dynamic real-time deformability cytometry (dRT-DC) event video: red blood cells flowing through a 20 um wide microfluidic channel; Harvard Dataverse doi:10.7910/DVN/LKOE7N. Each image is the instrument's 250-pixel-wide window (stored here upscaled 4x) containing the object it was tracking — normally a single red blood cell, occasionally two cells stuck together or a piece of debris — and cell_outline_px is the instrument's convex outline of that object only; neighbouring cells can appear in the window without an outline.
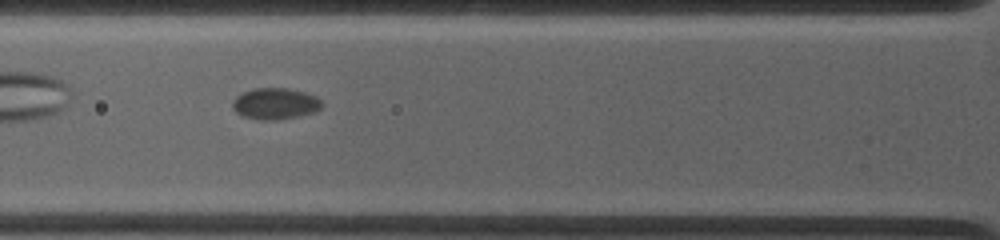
{"species": "common noctule bat (a hibernating species)", "species_latin": "Nyctalus noctula", "temperature_condition": "warm", "stored_images_in_passage": 41, "camera_frame_rate_fps": 4500, "um_per_image_px": 0.085, "animal": {"sex": "female", "body_mass_g": 19.0, "forearm_length_mm": 53.3}, "frame": {"image": 1, "passage_image": 2, "time_ms": 0.222, "image_size_px": [1000, 240], "cell_outline_px": [[324, 104], [316, 112], [300, 116], [280, 120], [260, 120], [240, 116], [232, 108], [232, 100], [236, 96], [252, 88], [288, 88], [304, 92], [316, 96]], "centroid_in_image_um": [23.38, 8.82], "position_along_channel_um": 102.4, "area_um2": 16.65}}
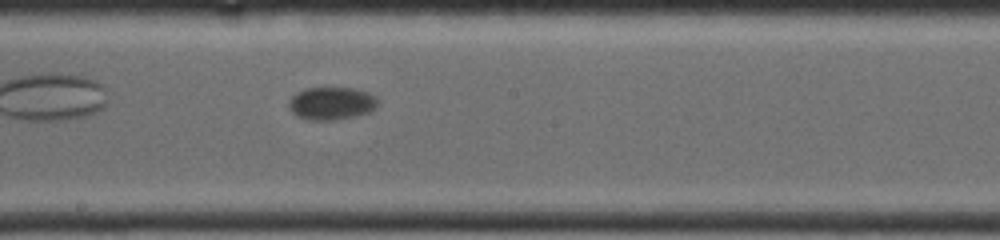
{"frame": {"image": 2, "passage_image": 19, "time_ms": 3.556, "image_size_px": [1000, 240], "cell_outline_px": [[380, 100], [368, 112], [356, 116], [336, 120], [308, 120], [296, 116], [288, 108], [288, 100], [296, 92], [308, 88], [352, 88], [368, 92], [376, 96]], "centroid_in_image_um": [28.14, 8.79], "position_along_channel_um": 220.1, "area_um2": 17.11}}
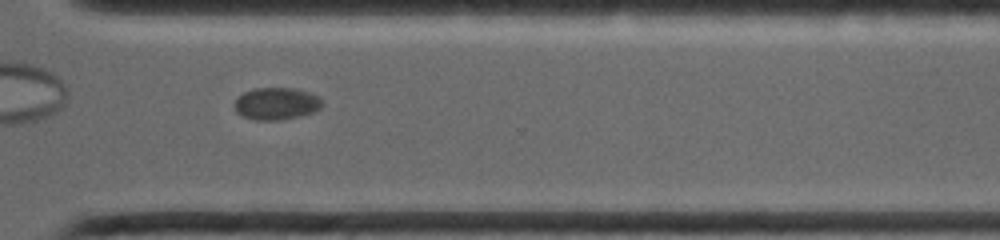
{"frame": {"image": 3, "passage_image": 37, "time_ms": 7.111, "image_size_px": [1000, 240], "cell_outline_px": [[324, 104], [320, 108], [312, 112], [300, 116], [280, 120], [256, 120], [244, 116], [236, 112], [232, 104], [244, 92], [256, 88], [292, 88], [308, 92], [320, 96]], "centroid_in_image_um": [23.5, 8.81], "position_along_channel_um": 347.1, "area_um2": 16.47}}